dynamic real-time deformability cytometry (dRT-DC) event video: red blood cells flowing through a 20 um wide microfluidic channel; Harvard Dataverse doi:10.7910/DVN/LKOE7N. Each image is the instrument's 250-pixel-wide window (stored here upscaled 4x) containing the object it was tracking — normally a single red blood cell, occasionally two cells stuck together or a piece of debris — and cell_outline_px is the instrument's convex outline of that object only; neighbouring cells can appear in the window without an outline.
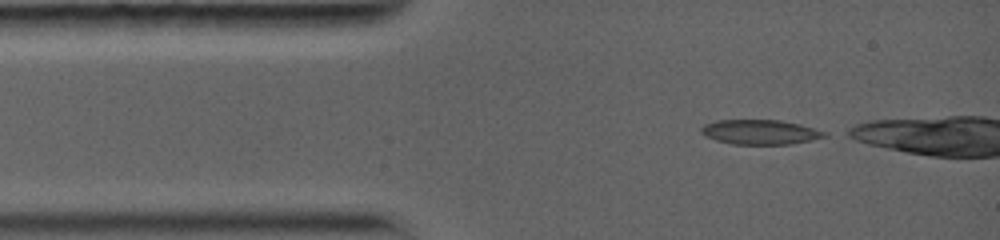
{"species": "common noctule bat (a hibernating species)", "species_latin": "Nyctalus noctula", "temperature_condition": "warm", "stored_images_in_passage": 6, "camera_frame_rate_fps": 5000, "um_per_image_px": 0.085, "animal": {"sex": "female", "body_mass_g": 19.0, "forearm_length_mm": 56.7}, "frame": {"image": 1, "passage_image": 1, "time_ms": 0.0, "image_size_px": [1000, 240], "cell_outline_px": [[828, 136], [812, 140], [792, 144], [732, 144], [716, 140], [704, 136], [700, 132], [700, 128], [704, 124], [716, 120], [780, 120], [800, 124], [828, 132]], "centroid_in_image_um": [64.62, 11.22], "position_along_channel_um": 20.4, "area_um2": 17.92}}
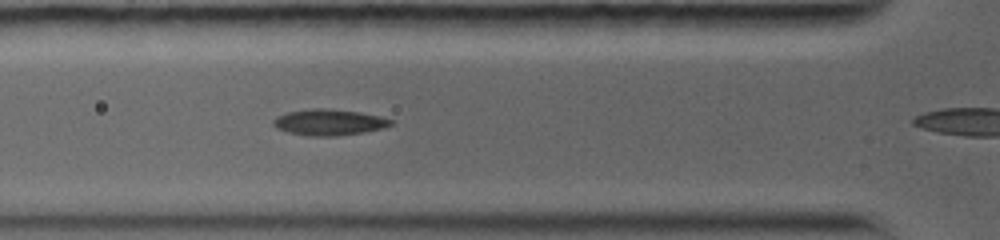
{"frame": {"image": 2, "passage_image": 4, "time_ms": 2.8, "image_size_px": [1000, 240], "cell_outline_px": [[392, 124], [384, 128], [364, 132], [336, 136], [308, 136], [288, 132], [276, 128], [272, 124], [272, 120], [276, 116], [288, 112], [312, 108], [324, 108], [360, 112], [380, 116], [392, 120]], "centroid_in_image_um": [27.94, 10.39], "position_along_channel_um": 97.9, "area_um2": 17.92}}
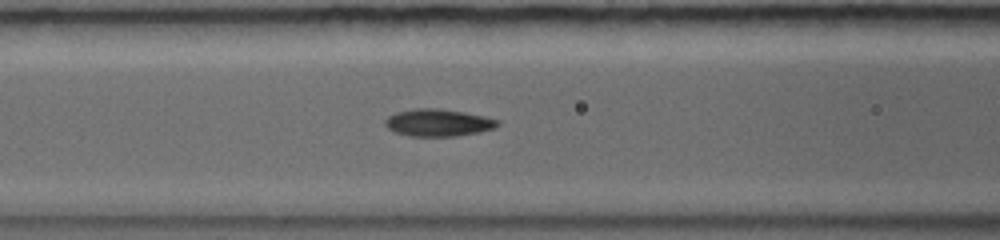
{"frame": {"image": 3, "passage_image": 5, "time_ms": 3.6, "image_size_px": [1000, 240], "cell_outline_px": [[500, 124], [496, 128], [480, 132], [456, 136], [408, 136], [392, 132], [384, 124], [384, 120], [388, 116], [396, 112], [412, 108], [436, 108], [464, 112], [484, 116], [500, 120]], "centroid_in_image_um": [37.23, 10.43], "position_along_channel_um": 129.4, "area_um2": 18.15}}